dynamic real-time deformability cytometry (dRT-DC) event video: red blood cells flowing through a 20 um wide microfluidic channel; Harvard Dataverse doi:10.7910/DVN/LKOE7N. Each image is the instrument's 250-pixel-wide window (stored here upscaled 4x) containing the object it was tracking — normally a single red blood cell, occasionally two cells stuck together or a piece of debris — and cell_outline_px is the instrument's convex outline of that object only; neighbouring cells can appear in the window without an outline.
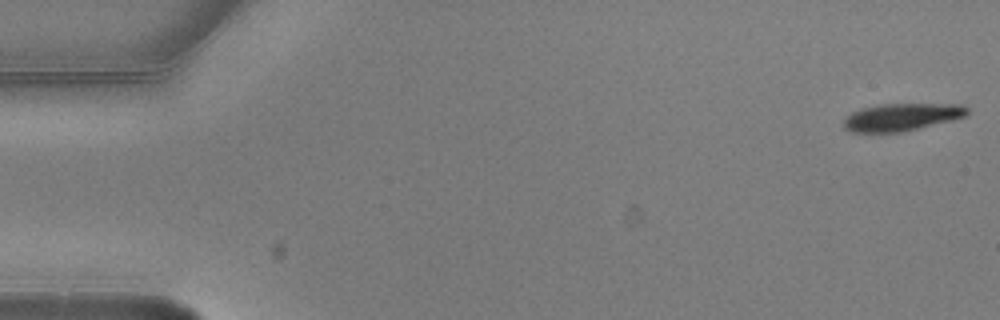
{"species": "common noctule bat (a hibernating species)", "species_latin": "Nyctalus noctula", "temperature_condition": "warm", "stored_images_in_passage": 6, "segment_of_instrument_passage": [1, 2], "camera_frame_rate_fps": 3000, "um_per_image_px": 0.085, "animal": {"sex": "male", "body_mass_g": 20.5, "forearm_length_mm": 52.5}, "frame": {"image": 1, "passage_image": 1, "time_ms": 0.0, "image_size_px": [1000, 320], "cell_outline_px": [[968, 116], [920, 128], [900, 132], [852, 132], [844, 128], [844, 120], [852, 112], [860, 108], [880, 104], [964, 104], [968, 108]], "centroid_in_image_um": [76.68, 9.94], "position_along_channel_um": 8.3, "area_um2": 19.83}}
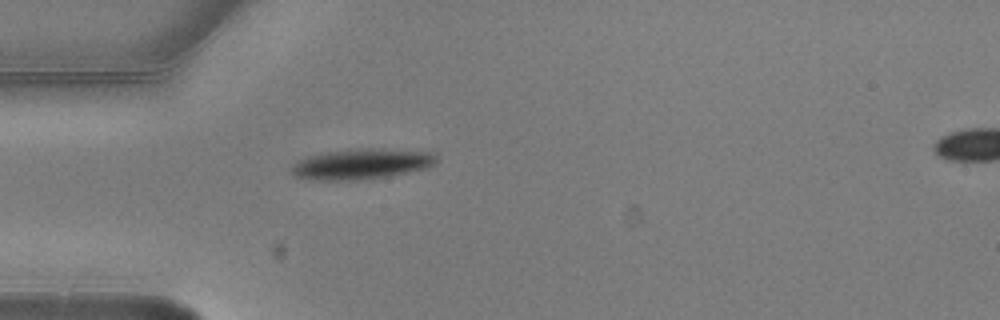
{"frame": {"image": 2, "passage_image": 5, "time_ms": 1.333, "image_size_px": [1000, 320], "cell_outline_px": [[436, 160], [428, 168], [368, 180], [312, 180], [296, 176], [292, 172], [292, 168], [296, 160], [308, 156], [324, 152], [348, 148], [384, 148], [436, 152]], "centroid_in_image_um": [30.74, 13.92], "position_along_channel_um": 54.3, "area_um2": 26.24}}